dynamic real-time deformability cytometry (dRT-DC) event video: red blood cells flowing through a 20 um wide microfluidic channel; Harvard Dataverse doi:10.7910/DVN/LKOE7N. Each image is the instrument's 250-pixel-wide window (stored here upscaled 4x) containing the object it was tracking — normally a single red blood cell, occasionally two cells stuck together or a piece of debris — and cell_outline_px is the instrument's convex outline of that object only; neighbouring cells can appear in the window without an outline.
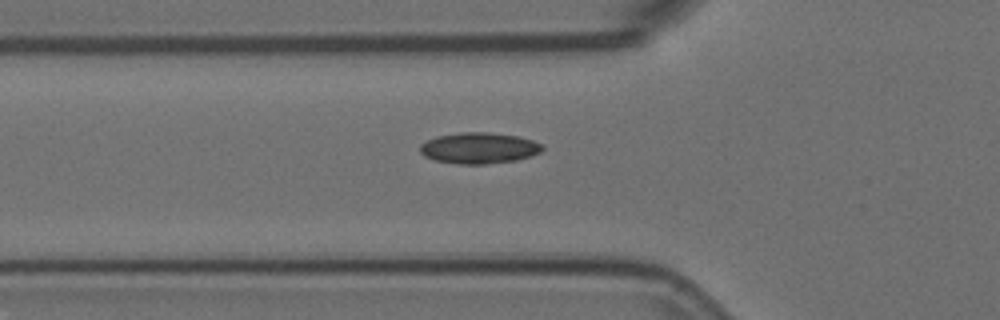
{"species": "Egyptian fruit bat (a non-hibernating species)", "species_latin": "Rousettus aegyptiacus", "temperature_condition": "room temperature", "stored_images_in_passage": 37, "camera_frame_rate_fps": 3000, "um_per_image_px": 0.085, "animal": {"sex": "female"}, "frame": {"image": 1, "passage_image": 2, "time_ms": 0.333, "image_size_px": [1000, 320], "cell_outline_px": [[544, 148], [540, 152], [516, 160], [484, 164], [460, 164], [436, 160], [424, 156], [420, 152], [420, 144], [436, 136], [460, 132], [488, 132], [520, 136], [532, 140], [540, 144]], "centroid_in_image_um": [40.7, 12.57], "position_along_channel_um": 85.1, "area_um2": 22.02}}
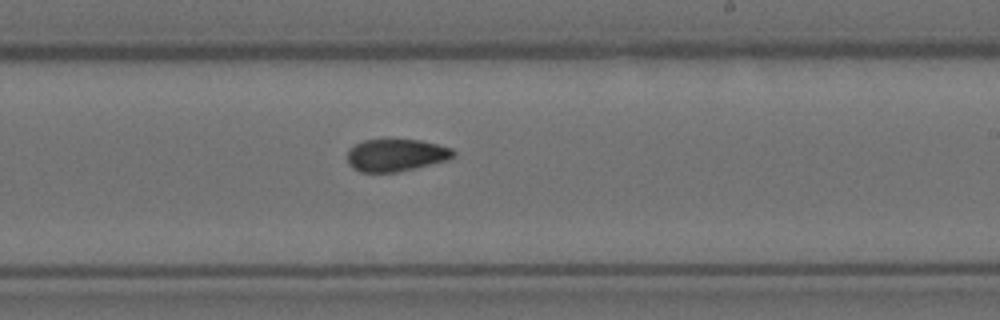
{"frame": {"image": 2, "passage_image": 16, "time_ms": 5.0, "image_size_px": [1000, 320], "cell_outline_px": [[456, 156], [448, 160], [416, 168], [396, 172], [360, 172], [352, 168], [348, 164], [348, 152], [356, 144], [364, 140], [420, 140], [452, 148], [456, 152]], "centroid_in_image_um": [33.69, 13.2], "position_along_channel_um": 255.3, "area_um2": 19.94}}
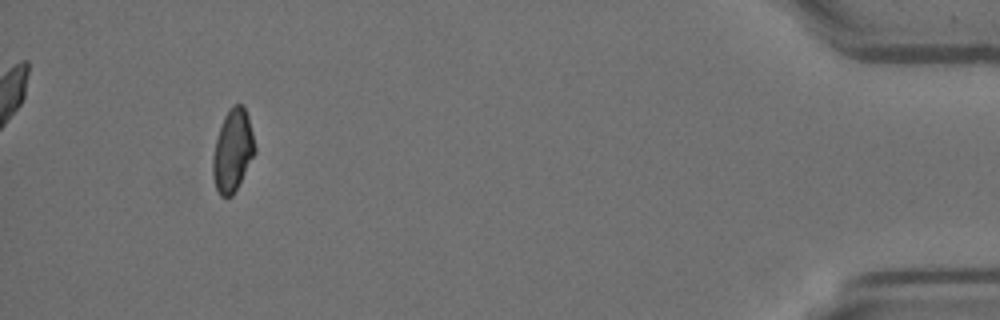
{"frame": {"image": 3, "passage_image": 35, "time_ms": 11.333, "image_size_px": [1000, 320], "cell_outline_px": [[256, 152], [232, 196], [220, 196], [216, 188], [212, 176], [212, 156], [216, 140], [224, 116], [232, 104], [240, 104], [244, 108], [248, 116], [256, 148]], "centroid_in_image_um": [19.77, 12.8], "position_along_channel_um": 415.4, "area_um2": 20.0}}